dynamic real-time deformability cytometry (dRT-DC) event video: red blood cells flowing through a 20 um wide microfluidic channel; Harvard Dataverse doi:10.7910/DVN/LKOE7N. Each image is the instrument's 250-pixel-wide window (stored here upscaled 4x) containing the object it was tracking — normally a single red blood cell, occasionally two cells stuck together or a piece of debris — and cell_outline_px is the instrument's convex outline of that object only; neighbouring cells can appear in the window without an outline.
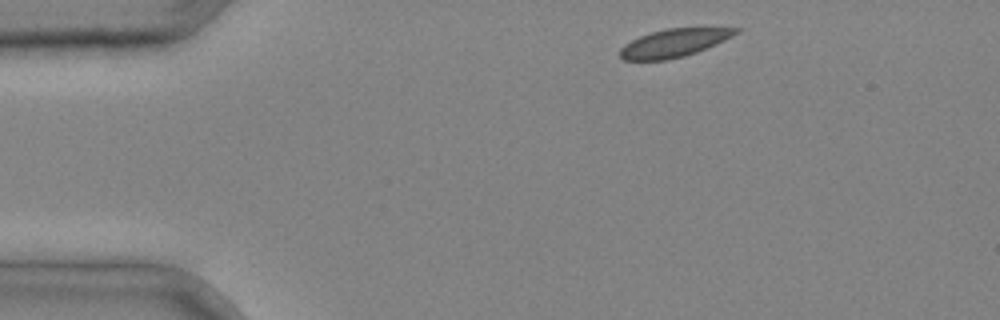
{"species": "common noctule bat (a hibernating species)", "species_latin": "Nyctalus noctula", "temperature_condition": "cold", "stored_images_in_passage": 2, "camera_frame_rate_fps": 3000, "um_per_image_px": 0.085, "animal": {"sex": "male", "body_mass_g": 20.4}, "frame": {"image": 1, "passage_image": 1, "time_ms": 0.0, "image_size_px": [1000, 320], "cell_outline_px": [[744, 28], [740, 32], [716, 44], [696, 52], [684, 56], [664, 60], [624, 60], [620, 56], [620, 48], [624, 44], [640, 36], [652, 32], [668, 28]], "centroid_in_image_um": [57.3, 3.65], "position_along_channel_um": 27.7, "area_um2": 18.73}}